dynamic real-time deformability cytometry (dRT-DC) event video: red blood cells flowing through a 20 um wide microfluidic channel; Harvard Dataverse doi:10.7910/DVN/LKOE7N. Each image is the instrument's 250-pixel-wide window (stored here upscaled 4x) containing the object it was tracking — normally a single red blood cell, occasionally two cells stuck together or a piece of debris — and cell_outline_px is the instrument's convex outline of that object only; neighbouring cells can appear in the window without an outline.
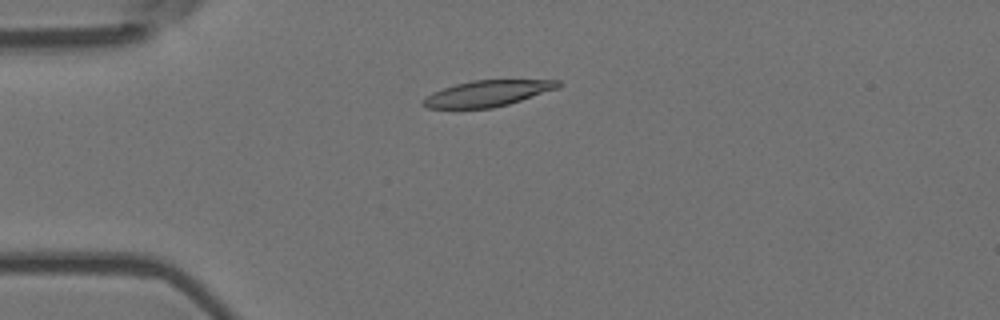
{"species": "Egyptian fruit bat (a non-hibernating species)", "species_latin": "Rousettus aegyptiacus", "temperature_condition": "room temperature", "stored_images_in_passage": 55, "camera_frame_rate_fps": 3000, "um_per_image_px": 0.085, "animal": {"sex": "female"}, "frame": {"image": 1, "passage_image": 14, "time_ms": 4.333, "image_size_px": [1000, 320], "cell_outline_px": [[564, 84], [560, 88], [508, 104], [492, 108], [428, 108], [420, 104], [432, 92], [456, 84], [472, 80], [560, 80]], "centroid_in_image_um": [41.5, 7.93], "position_along_channel_um": 43.5, "area_um2": 20.4}}
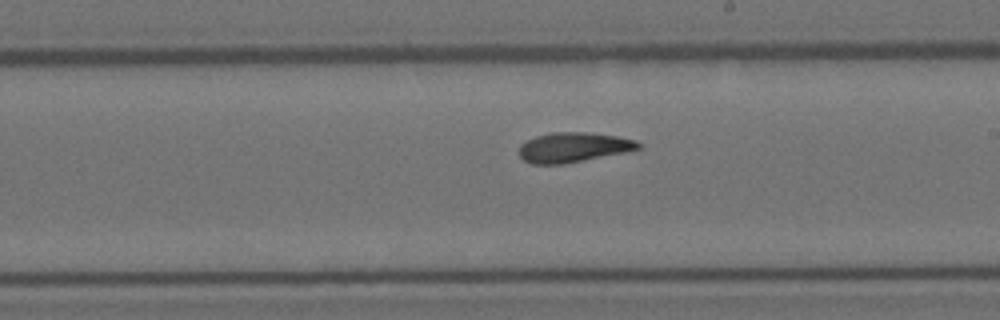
{"frame": {"image": 2, "passage_image": 32, "time_ms": 10.333, "image_size_px": [1000, 320], "cell_outline_px": [[640, 148], [624, 152], [564, 164], [532, 164], [524, 160], [520, 156], [520, 144], [536, 136], [552, 132], [584, 132], [616, 136], [636, 140], [640, 144]], "centroid_in_image_um": [48.71, 12.52], "position_along_channel_um": 240.3, "area_um2": 20.46}}
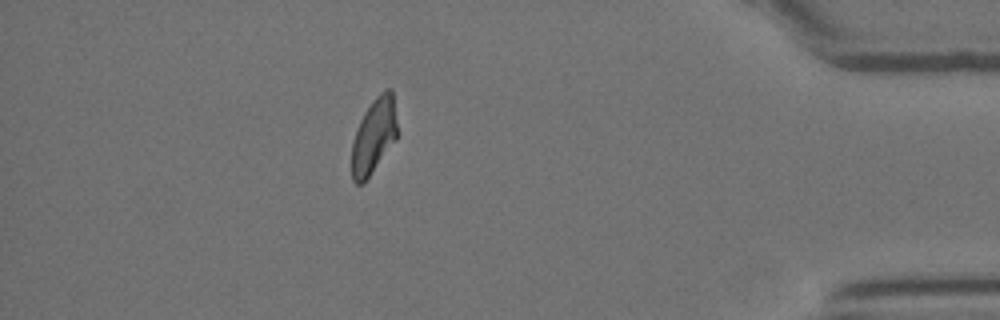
{"frame": {"image": 3, "passage_image": 49, "time_ms": 16.0, "image_size_px": [1000, 320], "cell_outline_px": [[396, 140], [364, 184], [356, 184], [352, 180], [352, 144], [360, 120], [364, 112], [372, 100], [384, 88], [392, 88], [396, 120]], "centroid_in_image_um": [31.77, 11.56], "position_along_channel_um": 403.4, "area_um2": 20.0}, "authors_computed_cell_mechanics": {"area_um2": 20.6924, "velocity_mm_per_s": 3.6473, "shape_relaxation_time_tau1_ms": 10.7215, "shape_relaxation_time_tau2_ms": 3.4649, "deformation_change_tau1": 0.258, "deformation_change_tau2": 0.1021}}